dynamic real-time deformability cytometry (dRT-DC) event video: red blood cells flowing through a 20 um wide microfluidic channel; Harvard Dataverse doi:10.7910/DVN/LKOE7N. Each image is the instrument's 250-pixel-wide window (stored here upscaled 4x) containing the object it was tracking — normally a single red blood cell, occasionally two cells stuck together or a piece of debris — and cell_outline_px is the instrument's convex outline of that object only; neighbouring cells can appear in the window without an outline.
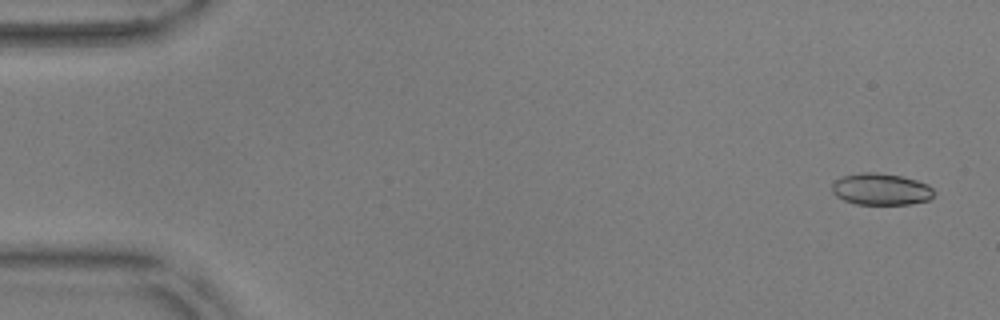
{"species": "common noctule bat (a hibernating species)", "species_latin": "Nyctalus noctula", "temperature_condition": "warm", "stored_images_in_passage": 56, "camera_frame_rate_fps": 3000, "um_per_image_px": 0.085, "animal": {"sex": "male", "body_mass_g": 17.9, "forearm_length_mm": 54.2}, "frame": {"image": 1, "passage_image": 3, "time_ms": 0.667, "image_size_px": [1000, 320], "cell_outline_px": [[936, 192], [928, 200], [912, 204], [856, 204], [844, 200], [836, 196], [832, 192], [832, 184], [840, 176], [860, 172], [876, 172], [900, 176], [916, 180], [928, 184]], "centroid_in_image_um": [74.87, 16.08], "position_along_channel_um": 10.1, "area_um2": 18.96}}
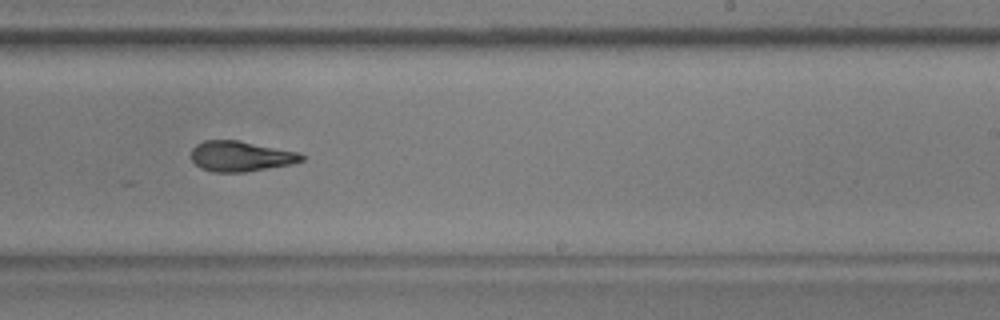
{"frame": {"image": 2, "passage_image": 35, "time_ms": 11.333, "image_size_px": [1000, 320], "cell_outline_px": [[304, 160], [292, 164], [244, 172], [212, 172], [200, 168], [192, 160], [192, 148], [196, 144], [204, 140], [240, 140], [296, 152], [304, 156]], "centroid_in_image_um": [20.43, 13.28], "position_along_channel_um": 268.6, "area_um2": 19.48}}
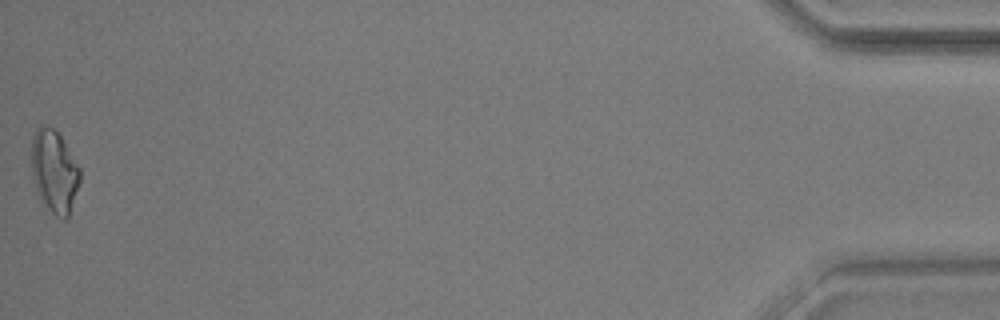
{"frame": {"image": 3, "passage_image": 56, "time_ms": 18.333, "image_size_px": [1000, 320], "cell_outline_px": [[80, 180], [68, 216], [64, 220], [60, 220], [40, 200], [32, 176], [32, 136], [36, 128], [40, 124], [52, 128], [60, 136], [80, 168]], "centroid_in_image_um": [4.6, 14.57], "position_along_channel_um": 430.6, "area_um2": 23.06}, "authors_computed_cell_mechanics": {"area_um2": 19.9988, "velocity_mm_per_s": 3.641, "shape_relaxation_time_tau1_ms": 5.304, "shape_relaxation_time_tau2_ms": 2.7329, "deformation_change_tau1": 0.1988, "deformation_change_tau2": 0.1019}}